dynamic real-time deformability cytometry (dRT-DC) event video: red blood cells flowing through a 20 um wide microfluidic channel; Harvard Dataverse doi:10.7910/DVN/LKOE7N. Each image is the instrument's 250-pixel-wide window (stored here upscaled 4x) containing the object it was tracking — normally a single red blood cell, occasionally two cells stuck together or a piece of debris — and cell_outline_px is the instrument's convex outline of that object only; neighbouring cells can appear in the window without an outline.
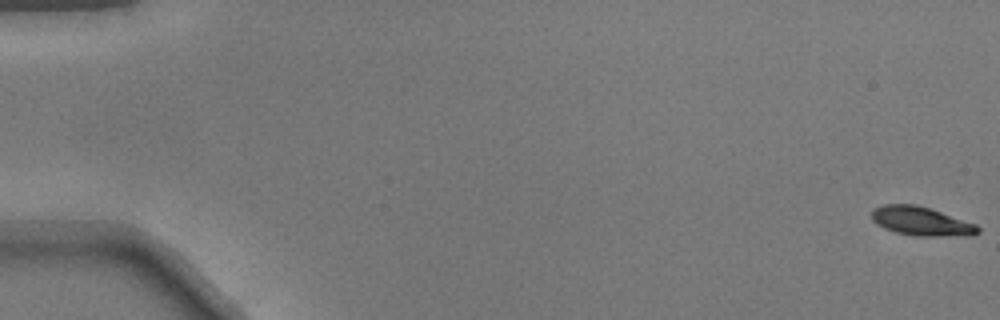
{"species": "common noctule bat (a hibernating species)", "species_latin": "Nyctalus noctula", "temperature_condition": "warm", "stored_images_in_passage": 52, "camera_frame_rate_fps": 3000, "um_per_image_px": 0.085, "animal": {"sex": "male", "body_mass_g": 17.9}, "frame": {"image": 1, "passage_image": 1, "time_ms": 0.0, "image_size_px": [1000, 320], "cell_outline_px": [[980, 232], [972, 236], [916, 236], [896, 232], [884, 228], [876, 224], [872, 220], [872, 212], [876, 208], [884, 204], [916, 204], [976, 224], [980, 228]], "centroid_in_image_um": [78.32, 18.82], "position_along_channel_um": 6.7, "area_um2": 17.8}}
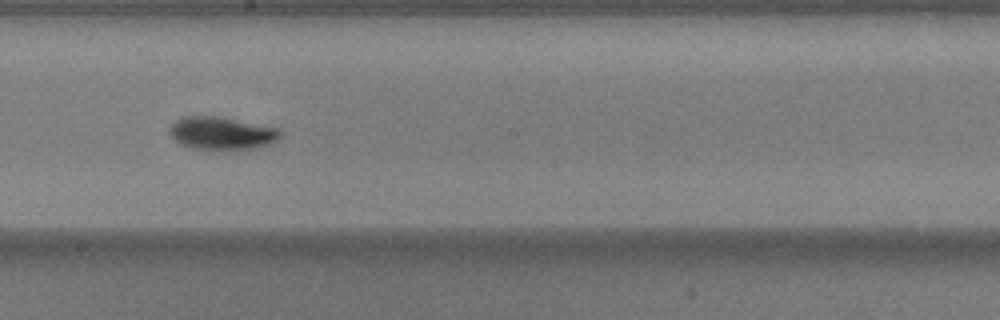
{"frame": {"image": 2, "passage_image": 30, "time_ms": 9.667, "image_size_px": [1000, 320], "cell_outline_px": [[284, 132], [276, 140], [268, 144], [256, 148], [192, 148], [180, 144], [168, 132], [168, 128], [180, 116], [216, 116], [280, 128]], "centroid_in_image_um": [18.83, 11.29], "position_along_channel_um": 229.4, "area_um2": 20.87}}
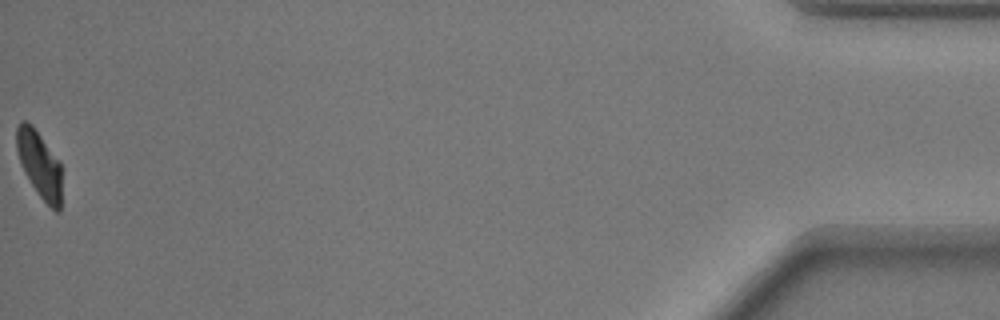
{"frame": {"image": 3, "passage_image": 52, "time_ms": 17.0, "image_size_px": [1000, 320], "cell_outline_px": [[60, 212], [56, 212], [40, 196], [24, 172], [16, 148], [16, 128], [20, 120], [24, 120], [32, 124], [60, 160]], "centroid_in_image_um": [3.34, 13.9], "position_along_channel_um": 431.9, "area_um2": 17.4}}